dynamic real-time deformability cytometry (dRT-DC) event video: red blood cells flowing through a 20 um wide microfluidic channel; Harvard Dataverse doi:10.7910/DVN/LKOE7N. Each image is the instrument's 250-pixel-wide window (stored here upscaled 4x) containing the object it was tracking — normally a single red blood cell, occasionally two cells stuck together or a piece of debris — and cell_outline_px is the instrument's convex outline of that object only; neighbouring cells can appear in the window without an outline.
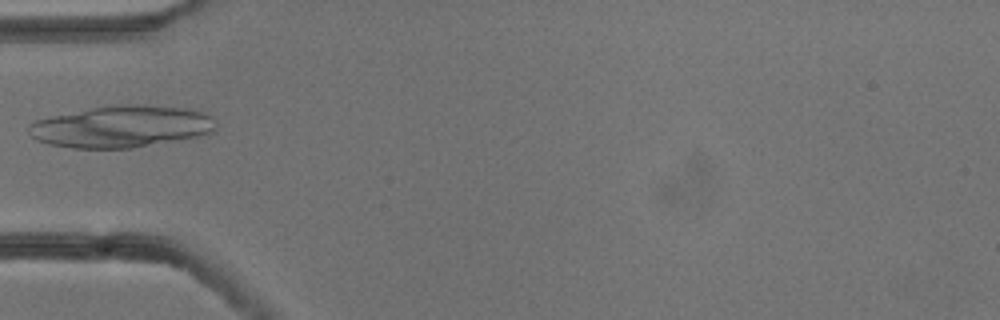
{"species": "common noctule bat (a hibernating species)", "species_latin": "Nyctalus noctula", "temperature_condition": "cold", "stored_images_in_passage": 5, "camera_frame_rate_fps": 3000, "um_per_image_px": 0.085, "animal": {"sex": "male", "body_mass_g": 13.3}, "frame": {"image": 1, "passage_image": 4, "time_ms": 1.0, "image_size_px": [1000, 320], "cell_outline_px": [[216, 128], [212, 132], [196, 136], [132, 148], [72, 148], [48, 144], [36, 140], [28, 132], [28, 124], [36, 120], [52, 116], [88, 108], [112, 104], [144, 104], [188, 108], [212, 116], [216, 124]], "centroid_in_image_um": [10.29, 10.74], "position_along_channel_um": 74.7, "area_um2": 45.72}}